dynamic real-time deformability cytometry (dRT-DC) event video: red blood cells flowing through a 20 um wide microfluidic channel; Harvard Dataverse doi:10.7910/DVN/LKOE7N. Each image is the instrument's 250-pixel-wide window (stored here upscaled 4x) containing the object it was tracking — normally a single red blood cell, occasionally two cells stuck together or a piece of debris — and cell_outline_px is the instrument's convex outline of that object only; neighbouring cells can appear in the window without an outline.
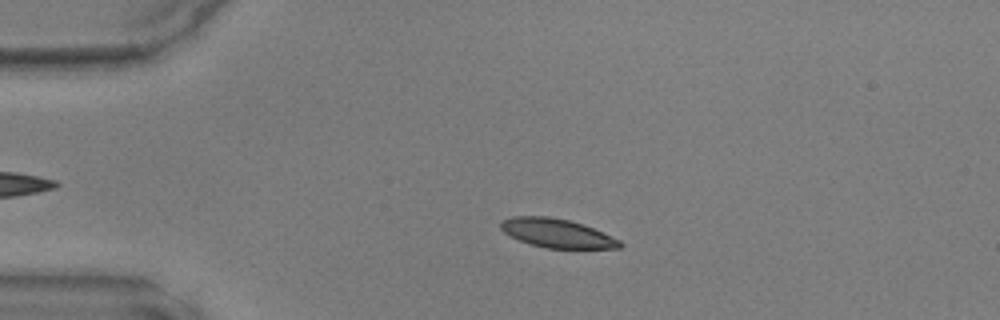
{"species": "common noctule bat (a hibernating species)", "species_latin": "Nyctalus noctula", "temperature_condition": "warm", "stored_images_in_passage": 47, "camera_frame_rate_fps": 3000, "um_per_image_px": 0.085, "animal": {"sex": "male", "body_mass_g": 17.9, "forearm_length_mm": 54.2}, "frame": {"image": 1, "passage_image": 10, "time_ms": 3.0, "image_size_px": [1000, 320], "cell_outline_px": [[624, 244], [620, 248], [544, 248], [520, 240], [504, 232], [500, 228], [500, 224], [504, 220], [512, 216], [548, 216], [568, 220], [592, 228], [620, 240]], "centroid_in_image_um": [47.34, 19.82], "position_along_channel_um": 37.7, "area_um2": 19.65}}
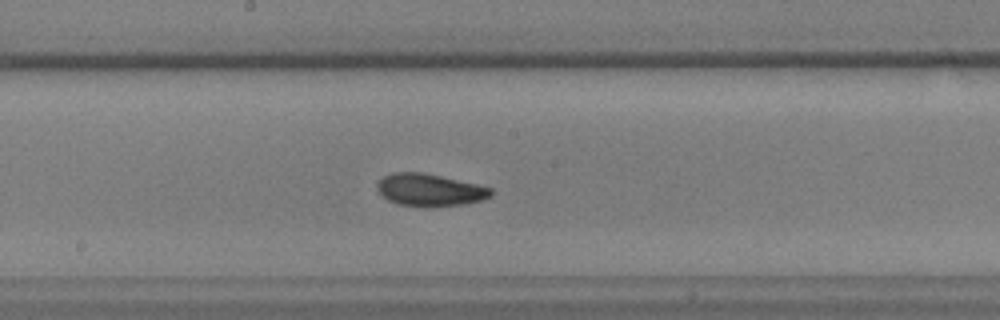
{"frame": {"image": 2, "passage_image": 25, "time_ms": 8.0, "image_size_px": [1000, 320], "cell_outline_px": [[492, 196], [484, 200], [464, 204], [424, 208], [396, 204], [388, 200], [376, 188], [376, 184], [384, 176], [392, 172], [424, 172], [476, 184], [492, 188]], "centroid_in_image_um": [36.53, 16.16], "position_along_channel_um": 211.7, "area_um2": 21.73}}
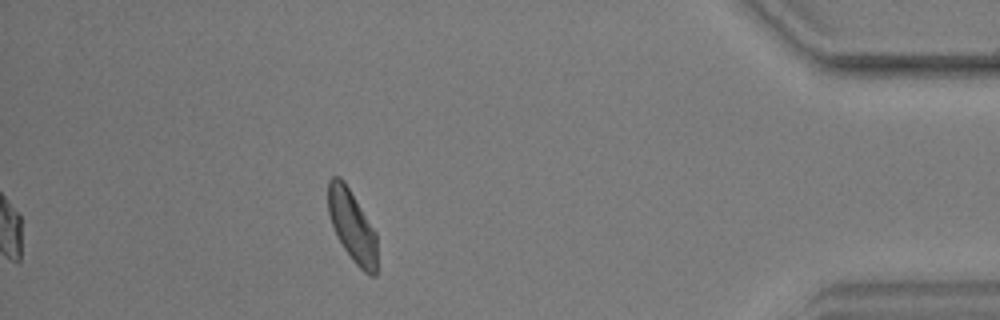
{"frame": {"image": 3, "passage_image": 42, "time_ms": 13.667, "image_size_px": [1000, 320], "cell_outline_px": [[376, 276], [368, 276], [352, 260], [336, 236], [328, 212], [328, 180], [332, 176], [340, 176], [344, 180], [376, 232]], "centroid_in_image_um": [29.92, 19.2], "position_along_channel_um": 405.3, "area_um2": 20.46}}